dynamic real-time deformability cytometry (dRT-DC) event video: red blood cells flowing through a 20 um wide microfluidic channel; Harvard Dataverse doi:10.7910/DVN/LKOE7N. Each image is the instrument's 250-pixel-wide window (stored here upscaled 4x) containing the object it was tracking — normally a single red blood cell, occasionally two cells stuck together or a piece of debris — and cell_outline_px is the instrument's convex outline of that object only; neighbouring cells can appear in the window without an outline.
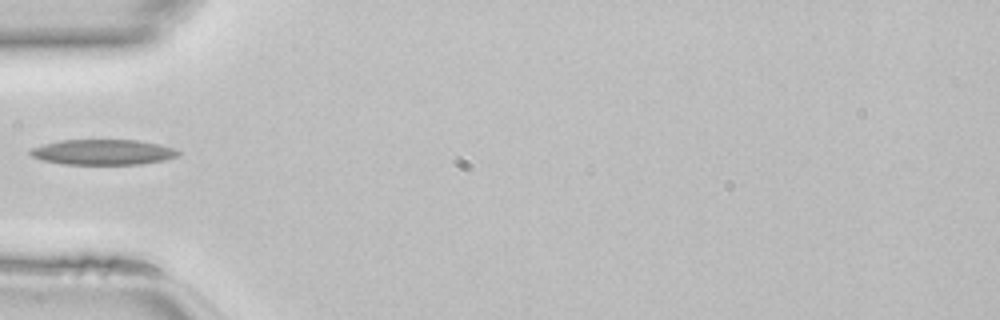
{"species": "common noctule bat (a hibernating species)", "species_latin": "Nyctalus noctula", "temperature_condition": "room temperature", "stored_images_in_passage": 31, "camera_frame_rate_fps": 3000, "um_per_image_px": 0.085, "animal": {"sex": "female", "body_mass_g": 22.7, "forearm_length_mm": 54.2}, "frame": {"image": 1, "passage_image": 1, "time_ms": 0.0, "image_size_px": [1000, 320], "cell_outline_px": [[180, 152], [176, 156], [164, 160], [140, 164], [64, 164], [44, 160], [32, 156], [28, 152], [32, 148], [44, 144], [60, 140], [136, 140], [160, 144], [176, 148]], "centroid_in_image_um": [8.77, 12.92], "position_along_channel_um": 76.2, "area_um2": 21.73}}
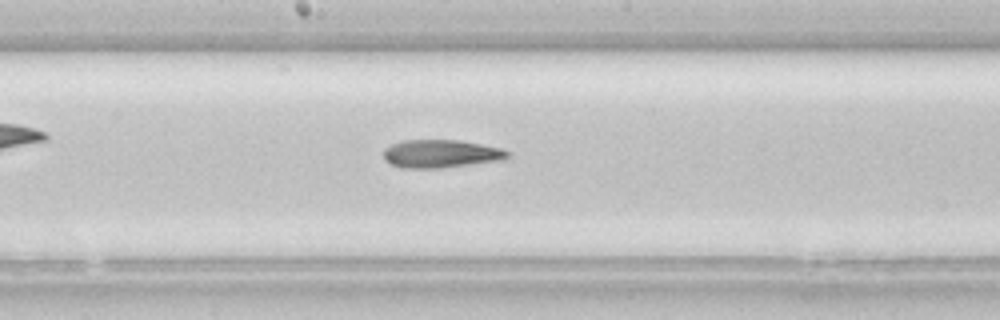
{"frame": {"image": 2, "passage_image": 10, "time_ms": 3.0, "image_size_px": [1000, 320], "cell_outline_px": [[512, 156], [500, 160], [440, 168], [404, 168], [392, 164], [384, 160], [384, 148], [392, 144], [404, 140], [460, 140], [500, 148], [508, 152]], "centroid_in_image_um": [37.45, 13.06], "position_along_channel_um": 210.7, "area_um2": 20.11}}